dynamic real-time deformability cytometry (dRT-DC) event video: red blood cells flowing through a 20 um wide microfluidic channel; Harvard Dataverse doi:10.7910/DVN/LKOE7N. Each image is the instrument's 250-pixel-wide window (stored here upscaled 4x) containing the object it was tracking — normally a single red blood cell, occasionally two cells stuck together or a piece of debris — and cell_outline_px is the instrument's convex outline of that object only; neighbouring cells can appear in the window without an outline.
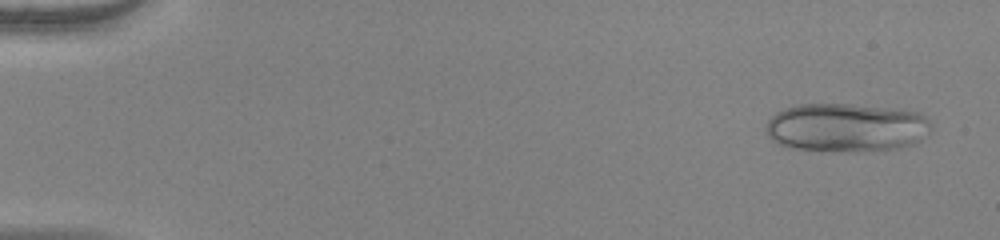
{"species": "human", "species_latin": "Homo sapiens", "temperature_condition": "warm", "stored_images_in_passage": 52, "camera_frame_rate_fps": 3000, "um_per_image_px": 0.085, "donor": {"sex": "female"}, "frame": {"image": 1, "passage_image": 3, "time_ms": 0.667, "image_size_px": [1000, 240], "cell_outline_px": [[932, 132], [916, 144], [896, 148], [856, 152], [832, 152], [788, 148], [772, 140], [768, 136], [768, 120], [776, 112], [784, 108], [800, 104], [852, 104], [920, 112], [932, 124]], "centroid_in_image_um": [71.97, 10.86], "position_along_channel_um": 13.0, "area_um2": 47.4}}
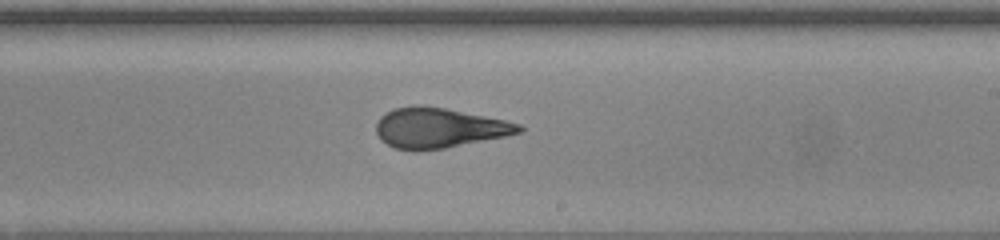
{"frame": {"image": 2, "passage_image": 32, "time_ms": 10.333, "image_size_px": [1000, 240], "cell_outline_px": [[524, 128], [520, 132], [504, 136], [444, 148], [412, 152], [396, 148], [380, 140], [376, 132], [376, 124], [380, 116], [396, 108], [416, 104], [444, 108], [504, 120], [520, 124]], "centroid_in_image_um": [37.25, 10.88], "position_along_channel_um": 251.7, "area_um2": 33.06}}
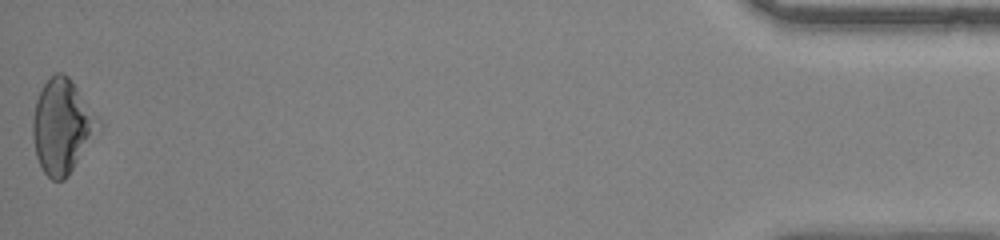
{"frame": {"image": 3, "passage_image": 52, "time_ms": 17.0, "image_size_px": [1000, 240], "cell_outline_px": [[104, 128], [68, 176], [64, 180], [52, 180], [44, 172], [36, 156], [32, 136], [32, 120], [36, 100], [44, 84], [56, 72], [64, 72], [72, 80], [104, 124]], "centroid_in_image_um": [5.34, 10.75], "position_along_channel_um": 429.9, "area_um2": 36.76}, "authors_computed_cell_mechanics": {"area_um2": 34.3621, "velocity_mm_per_s": 3.9933, "shape_relaxation_time_tau1_ms": null, "shape_relaxation_time_tau2_ms": 0.8479, "deformation_change_tau1": null, "deformation_change_tau2": 0.078}}